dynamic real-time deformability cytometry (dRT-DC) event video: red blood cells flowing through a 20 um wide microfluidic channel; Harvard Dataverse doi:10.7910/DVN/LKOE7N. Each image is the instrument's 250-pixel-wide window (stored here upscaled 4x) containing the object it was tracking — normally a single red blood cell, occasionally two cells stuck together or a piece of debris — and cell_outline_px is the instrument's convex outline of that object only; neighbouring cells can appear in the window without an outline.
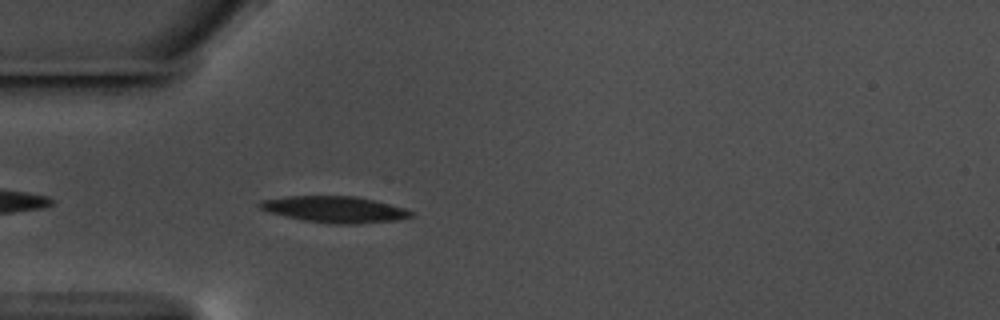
{"species": "common noctule bat (a hibernating species)", "species_latin": "Nyctalus noctula", "temperature_condition": "warm", "stored_images_in_passage": 43, "camera_frame_rate_fps": 3000, "um_per_image_px": 0.085, "animal": {"sex": "male", "body_mass_g": 17.5, "forearm_length_mm": 52.3}, "frame": {"image": 1, "passage_image": 3, "time_ms": 0.667, "image_size_px": [1000, 320], "cell_outline_px": [[412, 216], [396, 220], [356, 224], [336, 224], [308, 220], [288, 216], [272, 212], [260, 208], [256, 204], [260, 200], [284, 196], [356, 196], [404, 208], [412, 212]], "centroid_in_image_um": [28.43, 17.78], "position_along_channel_um": 56.6, "area_um2": 22.72}}
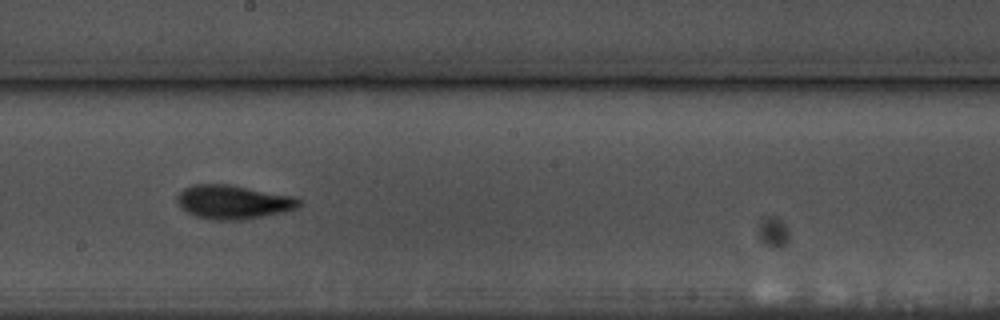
{"frame": {"image": 2, "passage_image": 18, "time_ms": 5.667, "image_size_px": [1000, 320], "cell_outline_px": [[300, 204], [296, 208], [284, 212], [240, 220], [216, 220], [196, 216], [188, 212], [176, 200], [176, 196], [184, 188], [192, 184], [228, 184], [292, 196], [300, 200]], "centroid_in_image_um": [19.8, 17.16], "position_along_channel_um": 228.4, "area_um2": 23.7}}
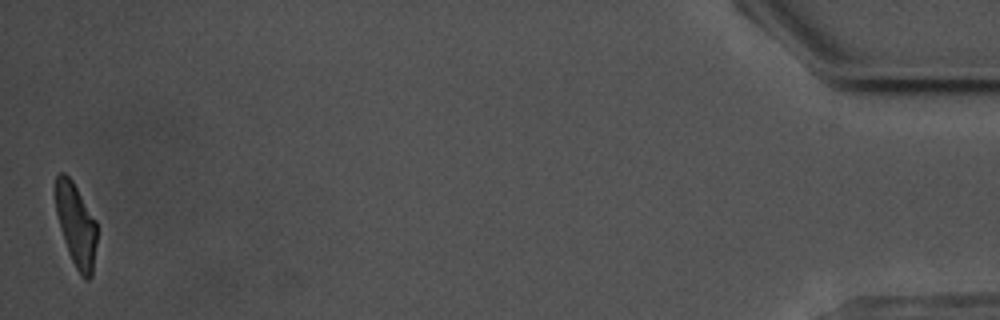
{"frame": {"image": 3, "passage_image": 43, "time_ms": 14.0, "image_size_px": [1000, 320], "cell_outline_px": [[96, 244], [92, 276], [88, 280], [84, 280], [80, 276], [68, 252], [60, 228], [56, 212], [52, 192], [52, 188], [56, 176], [60, 172], [64, 172], [72, 180], [96, 220]], "centroid_in_image_um": [6.42, 19.08], "position_along_channel_um": 428.8, "area_um2": 20.52}, "authors_computed_cell_mechanics": {"area_um2": 22.253, "velocity_mm_per_s": 3.5431, "shape_relaxation_time_tau1_ms": 4.744, "shape_relaxation_time_tau2_ms": 3.4995, "deformation_change_tau1": 0.1707, "deformation_change_tau2": 0.1055}}